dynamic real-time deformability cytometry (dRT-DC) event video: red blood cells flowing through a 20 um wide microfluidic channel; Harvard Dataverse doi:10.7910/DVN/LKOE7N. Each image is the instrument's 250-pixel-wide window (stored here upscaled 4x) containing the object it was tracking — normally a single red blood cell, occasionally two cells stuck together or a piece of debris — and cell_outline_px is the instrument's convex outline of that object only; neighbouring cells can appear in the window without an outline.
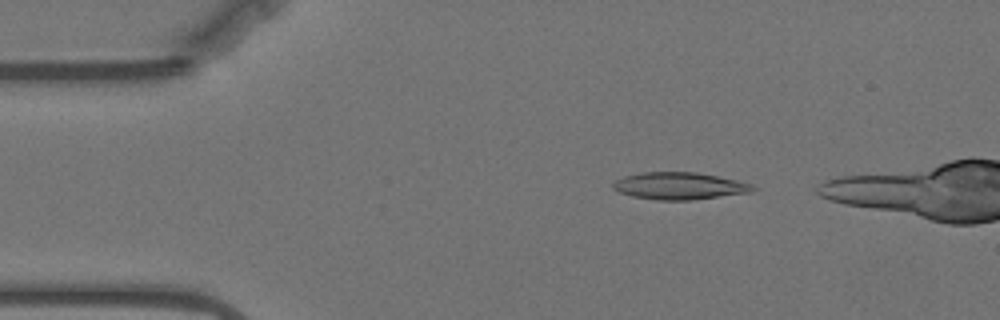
{"species": "Egyptian fruit bat (a non-hibernating species)", "species_latin": "Rousettus aegyptiacus", "temperature_condition": "warm", "stored_images_in_passage": 47, "camera_frame_rate_fps": 3000, "um_per_image_px": 0.085, "animal": {"sex": "female"}, "frame": {"image": 1, "passage_image": 6, "time_ms": 1.667, "image_size_px": [1000, 320], "cell_outline_px": [[756, 188], [752, 192], [692, 200], [656, 200], [632, 196], [620, 192], [612, 188], [612, 184], [616, 180], [624, 176], [640, 172], [696, 172], [736, 180], [752, 184]], "centroid_in_image_um": [57.73, 15.8], "position_along_channel_um": 27.3, "area_um2": 22.08}}
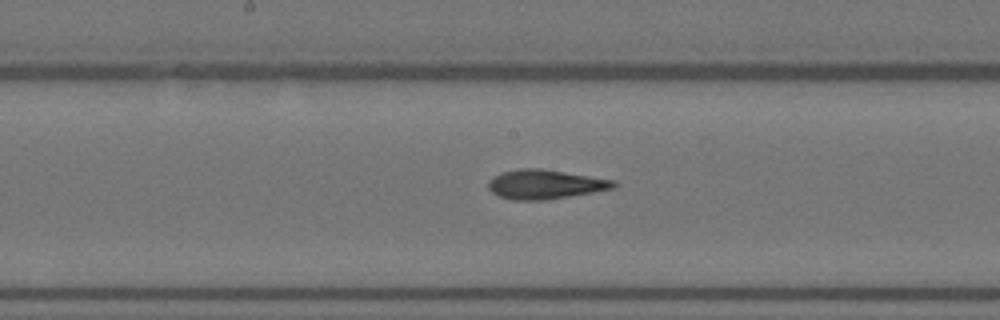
{"frame": {"image": 2, "passage_image": 25, "time_ms": 8.0, "image_size_px": [1000, 320], "cell_outline_px": [[616, 188], [548, 200], [512, 200], [500, 196], [492, 192], [488, 188], [488, 180], [492, 176], [500, 172], [520, 168], [540, 168], [612, 180], [616, 184]], "centroid_in_image_um": [46.27, 15.67], "position_along_channel_um": 201.9, "area_um2": 21.39}}
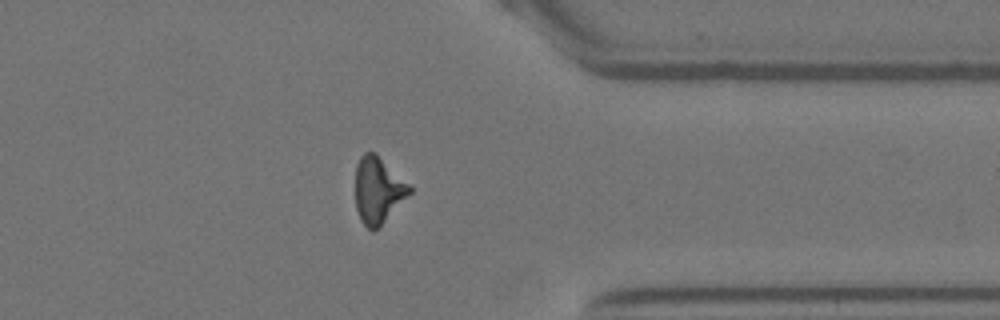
{"frame": {"image": 3, "passage_image": 41, "time_ms": 13.333, "image_size_px": [1000, 320], "cell_outline_px": [[412, 192], [380, 228], [372, 232], [360, 220], [356, 208], [356, 164], [360, 156], [364, 152], [376, 152], [412, 188]], "centroid_in_image_um": [32.13, 16.19], "position_along_channel_um": 379.3, "area_um2": 21.15}, "authors_computed_cell_mechanics": {"area_um2": 21.2704, "velocity_mm_per_s": 3.541, "shape_relaxation_time_tau1_ms": 7.1005, "shape_relaxation_time_tau2_ms": 3.7214, "deformation_change_tau1": 0.2151, "deformation_change_tau2": 0.1418}}